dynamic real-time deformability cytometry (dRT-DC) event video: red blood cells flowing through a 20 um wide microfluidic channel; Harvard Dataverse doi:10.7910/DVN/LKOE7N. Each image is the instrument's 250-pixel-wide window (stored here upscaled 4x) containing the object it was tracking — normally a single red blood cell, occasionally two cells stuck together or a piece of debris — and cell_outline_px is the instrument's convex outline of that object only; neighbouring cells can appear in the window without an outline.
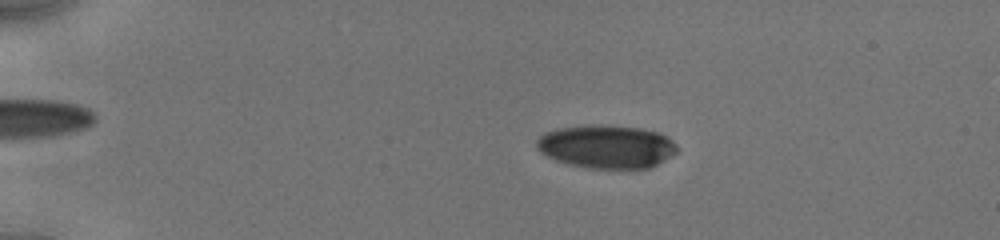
{"species": "human", "species_latin": "Homo sapiens", "temperature_condition": "cold", "stored_images_in_passage": 137, "camera_frame_rate_fps": 3000, "um_per_image_px": 0.085, "donor": {"sex": "male"}, "frame": {"image": 1, "passage_image": 34, "time_ms": 4.0, "image_size_px": [1000, 240], "cell_outline_px": [[676, 152], [656, 164], [648, 168], [588, 168], [568, 164], [556, 160], [540, 152], [536, 148], [536, 140], [544, 132], [560, 128], [588, 124], [604, 124], [640, 128], [660, 132], [672, 140], [676, 144]], "centroid_in_image_um": [51.52, 12.44], "position_along_channel_um": 33.5, "area_um2": 35.49}}
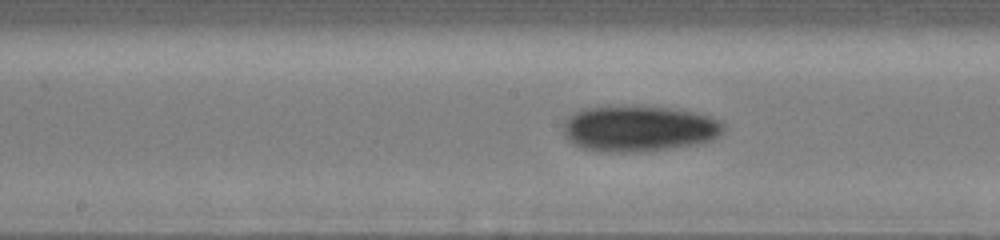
{"frame": {"image": 2, "passage_image": 81, "time_ms": 10.0, "image_size_px": [1000, 240], "cell_outline_px": [[724, 128], [712, 140], [696, 144], [648, 152], [600, 152], [580, 148], [572, 144], [564, 136], [564, 124], [568, 116], [572, 112], [584, 108], [624, 104], [640, 104], [684, 108], [720, 120], [724, 124]], "centroid_in_image_um": [54.28, 10.89], "position_along_channel_um": 193.9, "area_um2": 44.45}}
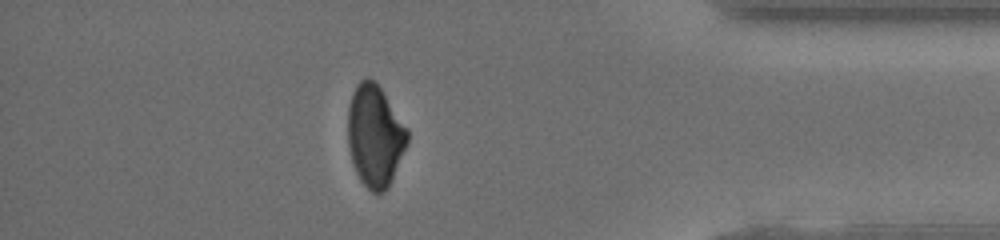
{"frame": {"image": 3, "passage_image": 118, "time_ms": 16.0, "image_size_px": [1000, 240], "cell_outline_px": [[408, 144], [388, 188], [384, 192], [372, 192], [360, 180], [356, 172], [352, 160], [348, 144], [348, 104], [352, 92], [356, 84], [360, 80], [368, 76], [380, 88], [408, 128]], "centroid_in_image_um": [31.87, 11.54], "position_along_channel_um": 403.3, "area_um2": 35.32}, "authors_computed_cell_mechanics": {"area_um2": 37.281, "velocity_mm_per_s": 3.9435, "shape_relaxation_time_tau1_ms": 2.7905, "shape_relaxation_time_tau2_ms": null, "deformation_change_tau1": 0.107, "deformation_change_tau2": null}}